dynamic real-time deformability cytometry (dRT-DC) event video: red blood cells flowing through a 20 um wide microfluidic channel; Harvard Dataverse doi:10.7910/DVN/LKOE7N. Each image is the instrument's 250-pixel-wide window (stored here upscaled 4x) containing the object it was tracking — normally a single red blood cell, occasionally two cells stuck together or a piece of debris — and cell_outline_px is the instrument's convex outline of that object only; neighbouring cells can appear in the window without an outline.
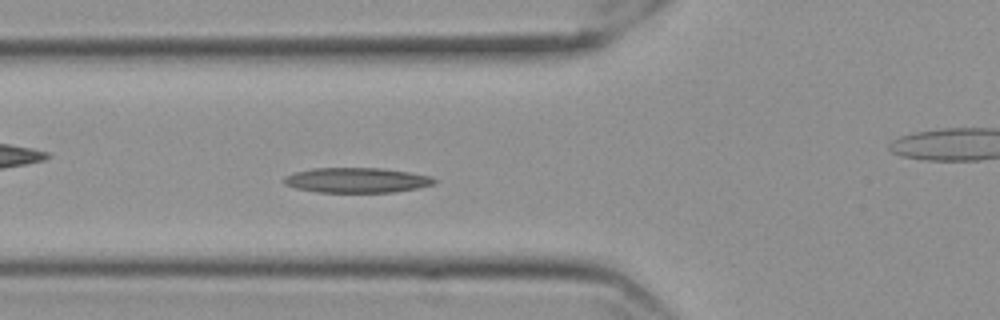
{"species": "Egyptian fruit bat (a non-hibernating species)", "species_latin": "Rousettus aegyptiacus", "temperature_condition": "cold", "stored_images_in_passage": 51, "camera_frame_rate_fps": 3000, "um_per_image_px": 0.085, "frame": {"image": 1, "passage_image": 14, "time_ms": 4.333, "image_size_px": [1000, 320], "cell_outline_px": [[436, 180], [432, 184], [416, 188], [396, 192], [316, 192], [296, 188], [284, 184], [284, 176], [296, 172], [312, 168], [380, 168], [408, 172], [428, 176]], "centroid_in_image_um": [30.26, 15.32], "position_along_channel_um": 95.5, "area_um2": 21.68}}
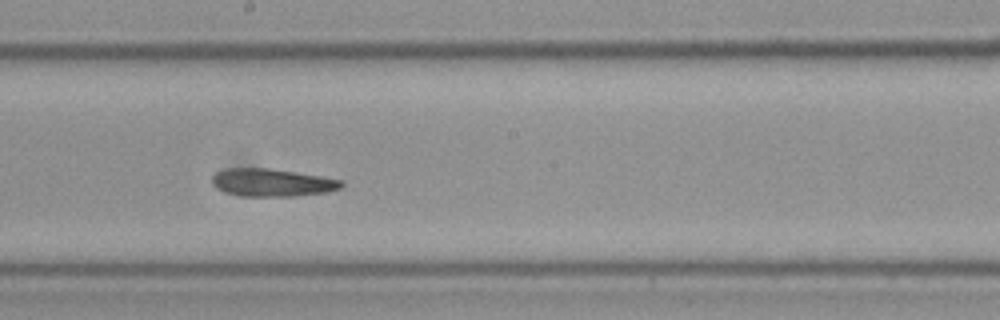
{"frame": {"image": 2, "passage_image": 25, "time_ms": 8.0, "image_size_px": [1000, 320], "cell_outline_px": [[344, 184], [340, 188], [328, 192], [296, 196], [240, 196], [224, 192], [216, 188], [212, 184], [212, 176], [216, 172], [228, 168], [268, 168], [296, 172], [344, 180]], "centroid_in_image_um": [23.12, 15.52], "position_along_channel_um": 225.1, "area_um2": 21.04}}
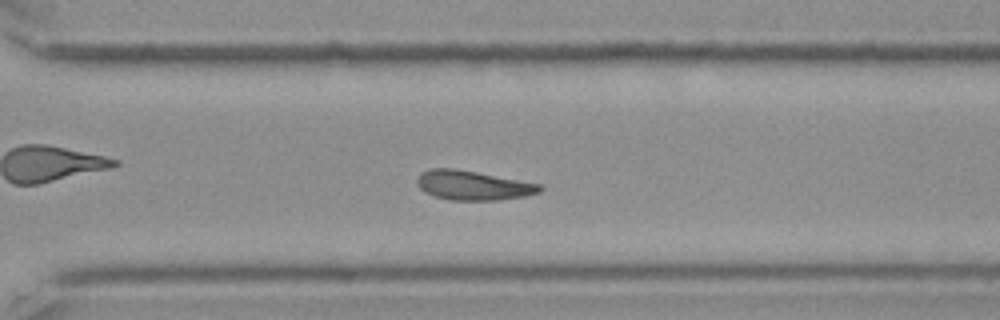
{"frame": {"image": 3, "passage_image": 34, "time_ms": 11.0, "image_size_px": [1000, 320], "cell_outline_px": [[544, 188], [540, 192], [524, 196], [500, 200], [448, 200], [424, 192], [416, 184], [416, 180], [420, 172], [428, 168], [452, 168], [476, 172], [540, 184]], "centroid_in_image_um": [40.16, 15.75], "position_along_channel_um": 330.4, "area_um2": 21.04}, "authors_computed_cell_mechanics": {"area_um2": 21.0392, "velocity_mm_per_s": 3.5198, "shape_relaxation_time_tau1_ms": null, "shape_relaxation_time_tau2_ms": 9.5712, "deformation_change_tau1": null, "deformation_change_tau2": 0.1847}}